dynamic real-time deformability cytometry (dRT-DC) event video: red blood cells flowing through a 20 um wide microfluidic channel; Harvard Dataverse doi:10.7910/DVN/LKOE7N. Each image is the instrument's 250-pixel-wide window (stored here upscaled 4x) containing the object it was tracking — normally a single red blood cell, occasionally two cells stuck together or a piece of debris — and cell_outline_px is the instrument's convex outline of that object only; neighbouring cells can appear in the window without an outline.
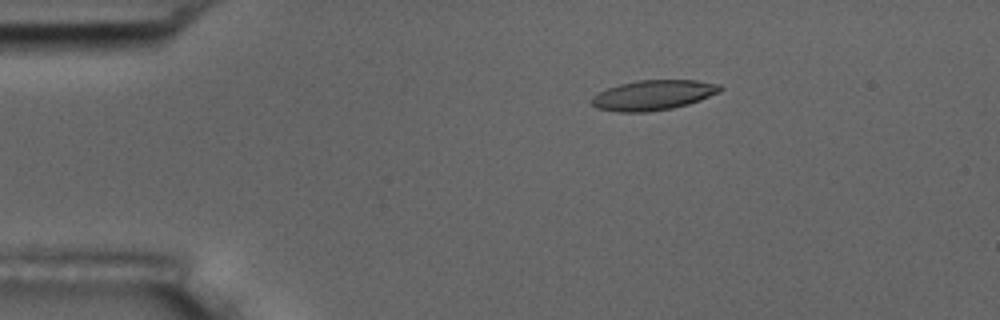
{"species": "common noctule bat (a hibernating species)", "species_latin": "Nyctalus noctula", "temperature_condition": "room temperature", "stored_images_in_passage": 6, "camera_frame_rate_fps": 3000, "um_per_image_px": 0.085, "animal": {"sex": "male", "body_mass_g": 17.5, "forearm_length_mm": 52.3}, "frame": {"image": 1, "passage_image": 3, "time_ms": 2.333, "image_size_px": [1000, 320], "cell_outline_px": [[724, 88], [720, 92], [700, 100], [688, 104], [672, 108], [648, 112], [616, 112], [596, 108], [592, 104], [592, 96], [608, 88], [620, 84], [640, 80], [696, 80], [720, 84]], "centroid_in_image_um": [55.55, 8.09], "position_along_channel_um": 29.5, "area_um2": 22.48}}
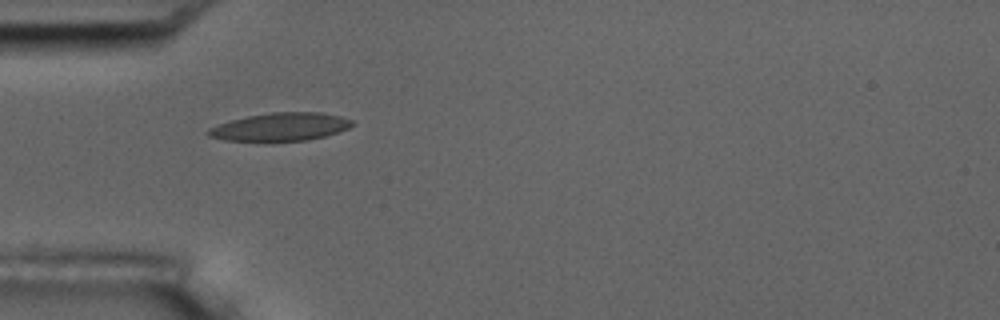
{"frame": {"image": 2, "passage_image": 5, "time_ms": 4.667, "image_size_px": [1000, 320], "cell_outline_px": [[356, 124], [340, 132], [308, 140], [272, 144], [268, 144], [224, 140], [208, 136], [204, 132], [208, 128], [232, 120], [248, 116], [272, 112], [320, 112], [340, 116], [352, 120]], "centroid_in_image_um": [23.81, 10.83], "position_along_channel_um": 61.2, "area_um2": 24.57}}